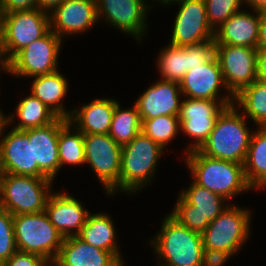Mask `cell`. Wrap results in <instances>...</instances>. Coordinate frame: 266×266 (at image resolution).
<instances>
[{"instance_id":"42","label":"cell","mask_w":266,"mask_h":266,"mask_svg":"<svg viewBox=\"0 0 266 266\" xmlns=\"http://www.w3.org/2000/svg\"><path fill=\"white\" fill-rule=\"evenodd\" d=\"M266 48V12H261L259 22L258 49Z\"/></svg>"},{"instance_id":"28","label":"cell","mask_w":266,"mask_h":266,"mask_svg":"<svg viewBox=\"0 0 266 266\" xmlns=\"http://www.w3.org/2000/svg\"><path fill=\"white\" fill-rule=\"evenodd\" d=\"M252 134L244 163V174L249 186L266 187V127H257Z\"/></svg>"},{"instance_id":"30","label":"cell","mask_w":266,"mask_h":266,"mask_svg":"<svg viewBox=\"0 0 266 266\" xmlns=\"http://www.w3.org/2000/svg\"><path fill=\"white\" fill-rule=\"evenodd\" d=\"M179 195L209 222L215 220L229 204H225L227 200L223 197L194 182H191L188 189L180 191Z\"/></svg>"},{"instance_id":"45","label":"cell","mask_w":266,"mask_h":266,"mask_svg":"<svg viewBox=\"0 0 266 266\" xmlns=\"http://www.w3.org/2000/svg\"><path fill=\"white\" fill-rule=\"evenodd\" d=\"M7 124V116L2 113L0 110V132L3 130V127Z\"/></svg>"},{"instance_id":"21","label":"cell","mask_w":266,"mask_h":266,"mask_svg":"<svg viewBox=\"0 0 266 266\" xmlns=\"http://www.w3.org/2000/svg\"><path fill=\"white\" fill-rule=\"evenodd\" d=\"M45 212L63 238L76 236L86 223L89 211L69 193H52Z\"/></svg>"},{"instance_id":"6","label":"cell","mask_w":266,"mask_h":266,"mask_svg":"<svg viewBox=\"0 0 266 266\" xmlns=\"http://www.w3.org/2000/svg\"><path fill=\"white\" fill-rule=\"evenodd\" d=\"M52 180L3 173L1 178L0 208L13 216L45 211L52 193Z\"/></svg>"},{"instance_id":"25","label":"cell","mask_w":266,"mask_h":266,"mask_svg":"<svg viewBox=\"0 0 266 266\" xmlns=\"http://www.w3.org/2000/svg\"><path fill=\"white\" fill-rule=\"evenodd\" d=\"M113 225L109 215L101 212L89 213L86 223L76 237L96 248L114 253L124 263L117 246L116 231Z\"/></svg>"},{"instance_id":"2","label":"cell","mask_w":266,"mask_h":266,"mask_svg":"<svg viewBox=\"0 0 266 266\" xmlns=\"http://www.w3.org/2000/svg\"><path fill=\"white\" fill-rule=\"evenodd\" d=\"M186 155L193 182L223 197L226 203L235 195L251 190L244 174V164L210 158L198 150Z\"/></svg>"},{"instance_id":"5","label":"cell","mask_w":266,"mask_h":266,"mask_svg":"<svg viewBox=\"0 0 266 266\" xmlns=\"http://www.w3.org/2000/svg\"><path fill=\"white\" fill-rule=\"evenodd\" d=\"M17 249L36 254L50 266L55 261L64 238L50 222L45 211L13 216Z\"/></svg>"},{"instance_id":"12","label":"cell","mask_w":266,"mask_h":266,"mask_svg":"<svg viewBox=\"0 0 266 266\" xmlns=\"http://www.w3.org/2000/svg\"><path fill=\"white\" fill-rule=\"evenodd\" d=\"M215 56L218 59L226 88L233 96L257 80L256 48L215 45Z\"/></svg>"},{"instance_id":"1","label":"cell","mask_w":266,"mask_h":266,"mask_svg":"<svg viewBox=\"0 0 266 266\" xmlns=\"http://www.w3.org/2000/svg\"><path fill=\"white\" fill-rule=\"evenodd\" d=\"M241 114L234 104L227 106L198 151L210 158L244 164L253 133L245 123L246 117Z\"/></svg>"},{"instance_id":"13","label":"cell","mask_w":266,"mask_h":266,"mask_svg":"<svg viewBox=\"0 0 266 266\" xmlns=\"http://www.w3.org/2000/svg\"><path fill=\"white\" fill-rule=\"evenodd\" d=\"M180 8L175 16L169 44L185 47L214 40L215 31L210 27L204 0H174Z\"/></svg>"},{"instance_id":"39","label":"cell","mask_w":266,"mask_h":266,"mask_svg":"<svg viewBox=\"0 0 266 266\" xmlns=\"http://www.w3.org/2000/svg\"><path fill=\"white\" fill-rule=\"evenodd\" d=\"M38 8L37 0H0V13H11Z\"/></svg>"},{"instance_id":"14","label":"cell","mask_w":266,"mask_h":266,"mask_svg":"<svg viewBox=\"0 0 266 266\" xmlns=\"http://www.w3.org/2000/svg\"><path fill=\"white\" fill-rule=\"evenodd\" d=\"M162 49L157 60L161 79L175 82H180L188 71L203 66L215 56L214 40L185 47L168 44Z\"/></svg>"},{"instance_id":"15","label":"cell","mask_w":266,"mask_h":266,"mask_svg":"<svg viewBox=\"0 0 266 266\" xmlns=\"http://www.w3.org/2000/svg\"><path fill=\"white\" fill-rule=\"evenodd\" d=\"M146 3L145 0H96L98 19H105L113 27L141 42L147 30L146 16L151 8Z\"/></svg>"},{"instance_id":"46","label":"cell","mask_w":266,"mask_h":266,"mask_svg":"<svg viewBox=\"0 0 266 266\" xmlns=\"http://www.w3.org/2000/svg\"><path fill=\"white\" fill-rule=\"evenodd\" d=\"M156 1H160V3L164 4V6H165L167 3L174 1V0H156Z\"/></svg>"},{"instance_id":"19","label":"cell","mask_w":266,"mask_h":266,"mask_svg":"<svg viewBox=\"0 0 266 266\" xmlns=\"http://www.w3.org/2000/svg\"><path fill=\"white\" fill-rule=\"evenodd\" d=\"M7 126L0 132V169L3 173L33 176V139H29V129H11L5 135Z\"/></svg>"},{"instance_id":"34","label":"cell","mask_w":266,"mask_h":266,"mask_svg":"<svg viewBox=\"0 0 266 266\" xmlns=\"http://www.w3.org/2000/svg\"><path fill=\"white\" fill-rule=\"evenodd\" d=\"M207 19L210 27L215 31L244 4V0H204Z\"/></svg>"},{"instance_id":"37","label":"cell","mask_w":266,"mask_h":266,"mask_svg":"<svg viewBox=\"0 0 266 266\" xmlns=\"http://www.w3.org/2000/svg\"><path fill=\"white\" fill-rule=\"evenodd\" d=\"M2 266H50L36 254L17 250Z\"/></svg>"},{"instance_id":"36","label":"cell","mask_w":266,"mask_h":266,"mask_svg":"<svg viewBox=\"0 0 266 266\" xmlns=\"http://www.w3.org/2000/svg\"><path fill=\"white\" fill-rule=\"evenodd\" d=\"M13 215L0 208V263L3 264L16 251Z\"/></svg>"},{"instance_id":"29","label":"cell","mask_w":266,"mask_h":266,"mask_svg":"<svg viewBox=\"0 0 266 266\" xmlns=\"http://www.w3.org/2000/svg\"><path fill=\"white\" fill-rule=\"evenodd\" d=\"M238 103V104H237ZM234 105L257 127H266V81L255 80L234 96Z\"/></svg>"},{"instance_id":"20","label":"cell","mask_w":266,"mask_h":266,"mask_svg":"<svg viewBox=\"0 0 266 266\" xmlns=\"http://www.w3.org/2000/svg\"><path fill=\"white\" fill-rule=\"evenodd\" d=\"M183 95L180 83L169 80L156 81L134 102L141 119H153L158 116H178Z\"/></svg>"},{"instance_id":"31","label":"cell","mask_w":266,"mask_h":266,"mask_svg":"<svg viewBox=\"0 0 266 266\" xmlns=\"http://www.w3.org/2000/svg\"><path fill=\"white\" fill-rule=\"evenodd\" d=\"M142 131V120L137 106L122 109L120 103L115 106L109 135L120 146L128 144Z\"/></svg>"},{"instance_id":"9","label":"cell","mask_w":266,"mask_h":266,"mask_svg":"<svg viewBox=\"0 0 266 266\" xmlns=\"http://www.w3.org/2000/svg\"><path fill=\"white\" fill-rule=\"evenodd\" d=\"M7 52L12 59L19 51L35 40L45 36L50 30V13L39 8L0 13Z\"/></svg>"},{"instance_id":"33","label":"cell","mask_w":266,"mask_h":266,"mask_svg":"<svg viewBox=\"0 0 266 266\" xmlns=\"http://www.w3.org/2000/svg\"><path fill=\"white\" fill-rule=\"evenodd\" d=\"M142 131L152 141L159 144L163 149L169 141L175 139L180 130L178 116L164 115L153 119H141Z\"/></svg>"},{"instance_id":"44","label":"cell","mask_w":266,"mask_h":266,"mask_svg":"<svg viewBox=\"0 0 266 266\" xmlns=\"http://www.w3.org/2000/svg\"><path fill=\"white\" fill-rule=\"evenodd\" d=\"M244 4L252 7L251 10L266 12V0H244Z\"/></svg>"},{"instance_id":"16","label":"cell","mask_w":266,"mask_h":266,"mask_svg":"<svg viewBox=\"0 0 266 266\" xmlns=\"http://www.w3.org/2000/svg\"><path fill=\"white\" fill-rule=\"evenodd\" d=\"M67 121L59 117L47 126L29 129V139H33V177L49 178L52 181L56 177L60 169L59 131Z\"/></svg>"},{"instance_id":"43","label":"cell","mask_w":266,"mask_h":266,"mask_svg":"<svg viewBox=\"0 0 266 266\" xmlns=\"http://www.w3.org/2000/svg\"><path fill=\"white\" fill-rule=\"evenodd\" d=\"M37 1H38V8L40 10L51 13L64 0H37Z\"/></svg>"},{"instance_id":"26","label":"cell","mask_w":266,"mask_h":266,"mask_svg":"<svg viewBox=\"0 0 266 266\" xmlns=\"http://www.w3.org/2000/svg\"><path fill=\"white\" fill-rule=\"evenodd\" d=\"M68 87L67 79L57 70L49 74L36 76L31 87V94L59 117L68 119L72 111L66 110L62 104Z\"/></svg>"},{"instance_id":"11","label":"cell","mask_w":266,"mask_h":266,"mask_svg":"<svg viewBox=\"0 0 266 266\" xmlns=\"http://www.w3.org/2000/svg\"><path fill=\"white\" fill-rule=\"evenodd\" d=\"M62 42V39L50 30L11 59V74L17 77H36L57 71Z\"/></svg>"},{"instance_id":"8","label":"cell","mask_w":266,"mask_h":266,"mask_svg":"<svg viewBox=\"0 0 266 266\" xmlns=\"http://www.w3.org/2000/svg\"><path fill=\"white\" fill-rule=\"evenodd\" d=\"M85 163L91 166L108 195L120 190L122 146L109 134H84Z\"/></svg>"},{"instance_id":"40","label":"cell","mask_w":266,"mask_h":266,"mask_svg":"<svg viewBox=\"0 0 266 266\" xmlns=\"http://www.w3.org/2000/svg\"><path fill=\"white\" fill-rule=\"evenodd\" d=\"M1 68L11 74V58L7 52L3 31L0 26V70H2Z\"/></svg>"},{"instance_id":"10","label":"cell","mask_w":266,"mask_h":266,"mask_svg":"<svg viewBox=\"0 0 266 266\" xmlns=\"http://www.w3.org/2000/svg\"><path fill=\"white\" fill-rule=\"evenodd\" d=\"M186 99V100H185ZM234 101H217L185 97L178 115L180 129L187 136L195 139L185 152L198 150L214 129L220 113Z\"/></svg>"},{"instance_id":"17","label":"cell","mask_w":266,"mask_h":266,"mask_svg":"<svg viewBox=\"0 0 266 266\" xmlns=\"http://www.w3.org/2000/svg\"><path fill=\"white\" fill-rule=\"evenodd\" d=\"M179 83L183 97L234 101V96L226 88L216 56L203 66H196L188 71ZM221 87L227 91L226 96H223L224 98L222 94L219 97Z\"/></svg>"},{"instance_id":"32","label":"cell","mask_w":266,"mask_h":266,"mask_svg":"<svg viewBox=\"0 0 266 266\" xmlns=\"http://www.w3.org/2000/svg\"><path fill=\"white\" fill-rule=\"evenodd\" d=\"M58 151L60 168L65 164L80 165L85 163L84 134L73 127L69 121L60 128Z\"/></svg>"},{"instance_id":"7","label":"cell","mask_w":266,"mask_h":266,"mask_svg":"<svg viewBox=\"0 0 266 266\" xmlns=\"http://www.w3.org/2000/svg\"><path fill=\"white\" fill-rule=\"evenodd\" d=\"M251 214L233 203L201 233L204 249L224 250L235 255L249 239Z\"/></svg>"},{"instance_id":"3","label":"cell","mask_w":266,"mask_h":266,"mask_svg":"<svg viewBox=\"0 0 266 266\" xmlns=\"http://www.w3.org/2000/svg\"><path fill=\"white\" fill-rule=\"evenodd\" d=\"M159 231L150 240L158 259L163 258L158 266H201L204 249L201 233L181 225L170 214L163 219Z\"/></svg>"},{"instance_id":"23","label":"cell","mask_w":266,"mask_h":266,"mask_svg":"<svg viewBox=\"0 0 266 266\" xmlns=\"http://www.w3.org/2000/svg\"><path fill=\"white\" fill-rule=\"evenodd\" d=\"M51 266H124L112 252L96 248L76 236L64 238Z\"/></svg>"},{"instance_id":"27","label":"cell","mask_w":266,"mask_h":266,"mask_svg":"<svg viewBox=\"0 0 266 266\" xmlns=\"http://www.w3.org/2000/svg\"><path fill=\"white\" fill-rule=\"evenodd\" d=\"M16 107L17 116L11 114L7 117V125H11L15 117L20 119L16 126L12 128L15 130L44 127L54 123L59 118L55 112L31 93L26 98L21 99Z\"/></svg>"},{"instance_id":"38","label":"cell","mask_w":266,"mask_h":266,"mask_svg":"<svg viewBox=\"0 0 266 266\" xmlns=\"http://www.w3.org/2000/svg\"><path fill=\"white\" fill-rule=\"evenodd\" d=\"M231 256L232 253L224 250L203 249L201 266H223Z\"/></svg>"},{"instance_id":"35","label":"cell","mask_w":266,"mask_h":266,"mask_svg":"<svg viewBox=\"0 0 266 266\" xmlns=\"http://www.w3.org/2000/svg\"><path fill=\"white\" fill-rule=\"evenodd\" d=\"M177 204L174 206L170 215L176 219L181 225L192 231L202 233L209 225L207 218L193 210V205L187 203L180 195H178Z\"/></svg>"},{"instance_id":"47","label":"cell","mask_w":266,"mask_h":266,"mask_svg":"<svg viewBox=\"0 0 266 266\" xmlns=\"http://www.w3.org/2000/svg\"><path fill=\"white\" fill-rule=\"evenodd\" d=\"M2 174H3V172H2V170L0 169V191H1V178H2Z\"/></svg>"},{"instance_id":"22","label":"cell","mask_w":266,"mask_h":266,"mask_svg":"<svg viewBox=\"0 0 266 266\" xmlns=\"http://www.w3.org/2000/svg\"><path fill=\"white\" fill-rule=\"evenodd\" d=\"M254 13L240 10L232 15L215 30V45L246 46L258 49L261 11L254 10Z\"/></svg>"},{"instance_id":"18","label":"cell","mask_w":266,"mask_h":266,"mask_svg":"<svg viewBox=\"0 0 266 266\" xmlns=\"http://www.w3.org/2000/svg\"><path fill=\"white\" fill-rule=\"evenodd\" d=\"M96 0H64L50 13L51 30L64 35L83 33L98 22Z\"/></svg>"},{"instance_id":"24","label":"cell","mask_w":266,"mask_h":266,"mask_svg":"<svg viewBox=\"0 0 266 266\" xmlns=\"http://www.w3.org/2000/svg\"><path fill=\"white\" fill-rule=\"evenodd\" d=\"M118 103L116 99L95 98L89 104H83L79 110L74 108L68 121L83 134H108Z\"/></svg>"},{"instance_id":"4","label":"cell","mask_w":266,"mask_h":266,"mask_svg":"<svg viewBox=\"0 0 266 266\" xmlns=\"http://www.w3.org/2000/svg\"><path fill=\"white\" fill-rule=\"evenodd\" d=\"M163 152L164 149L143 132L122 146L120 192L132 194L149 185Z\"/></svg>"},{"instance_id":"41","label":"cell","mask_w":266,"mask_h":266,"mask_svg":"<svg viewBox=\"0 0 266 266\" xmlns=\"http://www.w3.org/2000/svg\"><path fill=\"white\" fill-rule=\"evenodd\" d=\"M256 78L260 81H266V48L257 49Z\"/></svg>"}]
</instances>
